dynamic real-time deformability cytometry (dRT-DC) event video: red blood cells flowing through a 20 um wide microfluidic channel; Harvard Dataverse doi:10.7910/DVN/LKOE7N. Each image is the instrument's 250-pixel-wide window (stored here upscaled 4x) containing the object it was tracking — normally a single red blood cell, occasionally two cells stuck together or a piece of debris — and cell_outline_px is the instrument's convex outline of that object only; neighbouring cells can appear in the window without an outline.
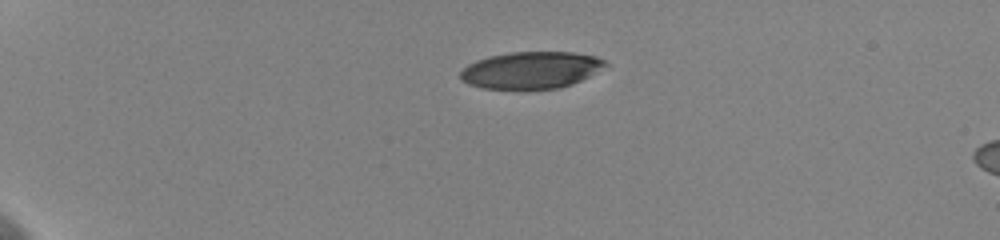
{"species": "human", "species_latin": "Homo sapiens", "temperature_condition": "cold", "stored_images_in_passage": 44, "camera_frame_rate_fps": 3000, "um_per_image_px": 0.085, "donor": {"sex": "female"}, "frame": {"image": 1, "passage_image": 1, "time_ms": 0.0, "image_size_px": [1000, 240], "cell_outline_px": [[608, 64], [588, 76], [572, 84], [560, 88], [484, 88], [468, 84], [460, 80], [460, 72], [468, 64], [476, 60], [488, 56], [512, 52], [572, 52], [596, 56], [604, 60]], "centroid_in_image_um": [45.11, 5.94], "position_along_channel_um": 39.9, "area_um2": 30.87}}
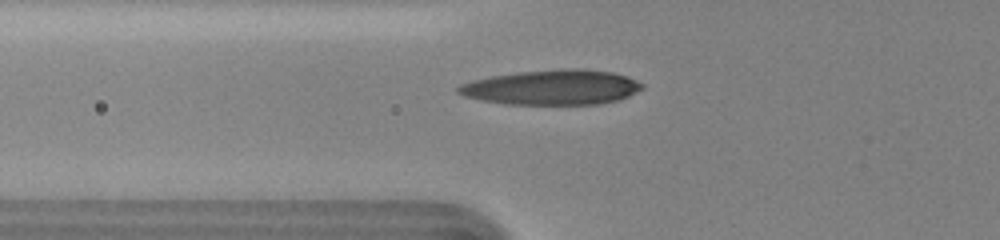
{"frame": {"image": 2, "passage_image": 10, "time_ms": 3.0, "image_size_px": [1000, 240], "cell_outline_px": [[644, 88], [620, 100], [600, 104], [504, 104], [464, 96], [456, 92], [456, 88], [460, 84], [472, 80], [492, 76], [516, 72], [560, 68], [580, 68], [612, 72], [628, 76], [644, 84]], "centroid_in_image_um": [46.95, 7.41], "position_along_channel_um": 78.8, "area_um2": 37.74}}
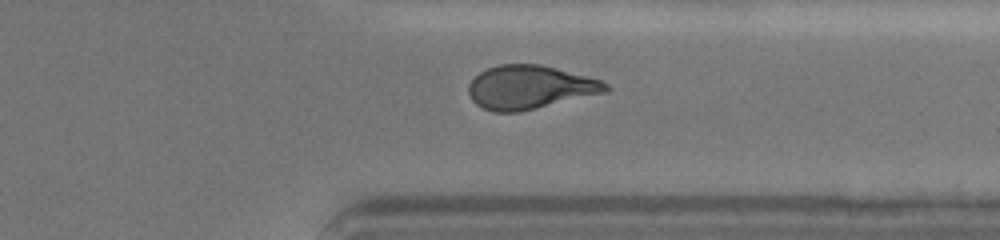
{"frame": {"image": 3, "passage_image": 34, "time_ms": 11.0, "image_size_px": [1000, 240], "cell_outline_px": [[612, 88], [608, 92], [520, 112], [492, 112], [476, 104], [472, 100], [468, 92], [468, 84], [480, 72], [488, 68], [500, 64], [540, 64], [556, 68], [600, 80], [608, 84]], "centroid_in_image_um": [45.04, 7.43], "position_along_channel_um": 366.4, "area_um2": 34.91}, "authors_computed_cell_mechanics": {"area_um2": 34.8823, "velocity_mm_per_s": 3.6055, "shape_relaxation_time_tau1_ms": 8.9316, "shape_relaxation_time_tau2_ms": 2.4273, "deformation_change_tau1": 0.2457, "deformation_change_tau2": 0.1015}}